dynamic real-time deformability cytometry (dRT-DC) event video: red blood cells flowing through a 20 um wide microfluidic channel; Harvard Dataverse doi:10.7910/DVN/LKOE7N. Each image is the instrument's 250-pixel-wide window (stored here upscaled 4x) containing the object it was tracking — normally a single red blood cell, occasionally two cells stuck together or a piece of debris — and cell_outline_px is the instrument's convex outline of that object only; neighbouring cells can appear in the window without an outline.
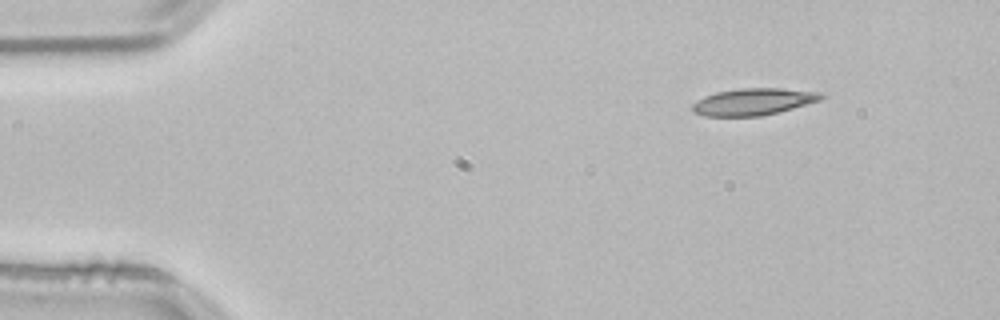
{"species": "common noctule bat (a hibernating species)", "species_latin": "Nyctalus noctula", "temperature_condition": "room temperature", "stored_images_in_passage": 47, "camera_frame_rate_fps": 3000, "um_per_image_px": 0.085, "animal": {"sex": "male", "body_mass_g": 21.5, "forearm_length_mm": 52.0}, "frame": {"image": 1, "passage_image": 1, "time_ms": 0.0, "image_size_px": [1000, 320], "cell_outline_px": [[824, 96], [820, 100], [792, 108], [760, 116], [704, 116], [692, 112], [692, 104], [696, 100], [704, 96], [716, 92], [740, 88], [780, 88], [820, 92]], "centroid_in_image_um": [63.98, 8.64], "position_along_channel_um": 21.0, "area_um2": 20.06}}
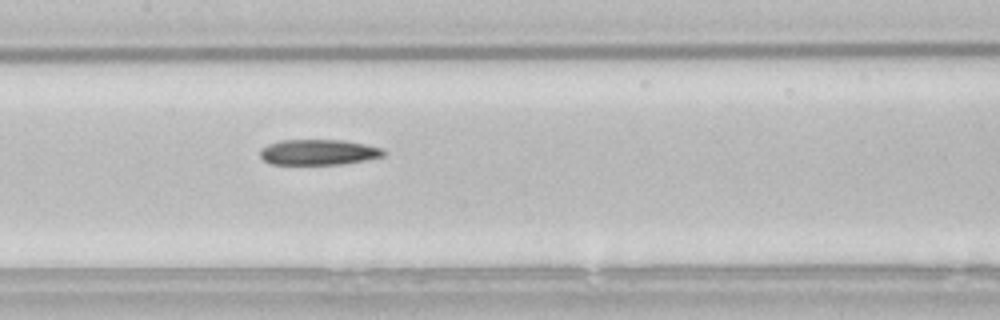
{"frame": {"image": 2, "passage_image": 20, "time_ms": 6.333, "image_size_px": [1000, 320], "cell_outline_px": [[388, 152], [384, 156], [364, 160], [340, 164], [268, 164], [260, 156], [260, 148], [268, 144], [284, 140], [344, 140], [384, 148]], "centroid_in_image_um": [27.09, 12.93], "position_along_channel_um": 180.3, "area_um2": 18.44}}
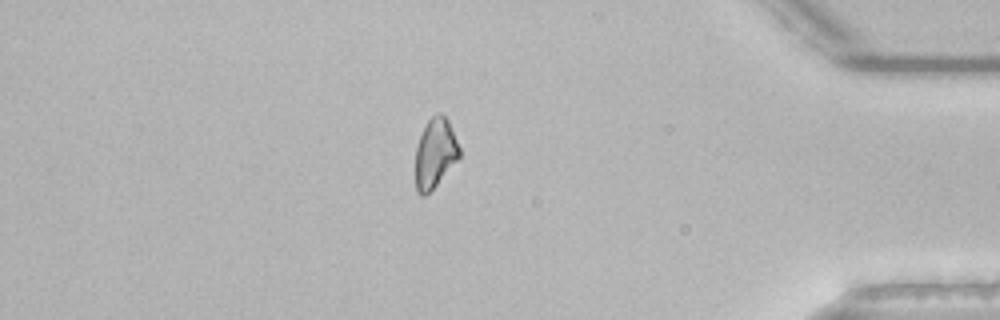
{"frame": {"image": 3, "passage_image": 40, "time_ms": 13.0, "image_size_px": [1000, 320], "cell_outline_px": [[460, 156], [436, 184], [424, 196], [420, 196], [416, 192], [416, 144], [428, 120], [436, 112], [440, 112], [448, 120], [460, 148]], "centroid_in_image_um": [36.97, 13.0], "position_along_channel_um": 398.2, "area_um2": 17.51}}